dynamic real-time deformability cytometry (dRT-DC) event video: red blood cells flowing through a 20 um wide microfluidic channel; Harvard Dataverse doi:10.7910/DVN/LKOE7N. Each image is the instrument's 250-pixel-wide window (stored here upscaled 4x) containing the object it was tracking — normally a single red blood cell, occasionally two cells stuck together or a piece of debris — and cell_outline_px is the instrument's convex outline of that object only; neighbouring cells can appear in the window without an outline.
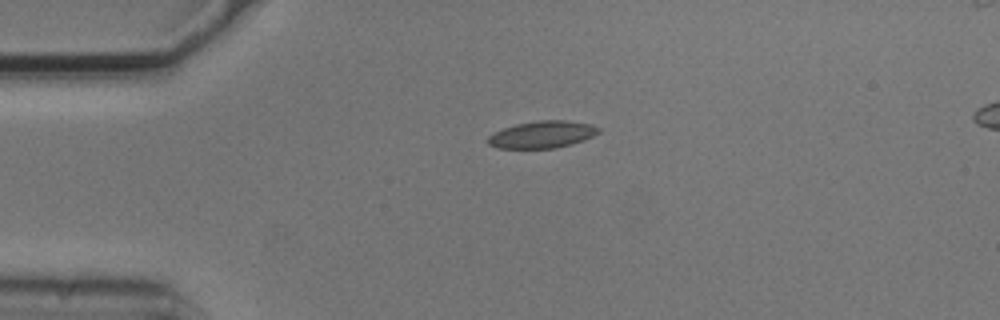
{"species": "common noctule bat (a hibernating species)", "species_latin": "Nyctalus noctula", "temperature_condition": "cold", "stored_images_in_passage": 3, "camera_frame_rate_fps": 3000, "um_per_image_px": 0.085, "animal": {"sex": "male", "body_mass_g": 20.5, "forearm_length_mm": 52.5}, "frame": {"image": 1, "passage_image": 1, "time_ms": 0.0, "image_size_px": [1000, 320], "cell_outline_px": [[600, 132], [584, 140], [572, 144], [556, 148], [496, 148], [488, 144], [484, 140], [492, 132], [516, 124], [540, 120], [564, 120], [592, 124], [600, 128]], "centroid_in_image_um": [46.06, 11.44], "position_along_channel_um": 38.9, "area_um2": 17.63}}
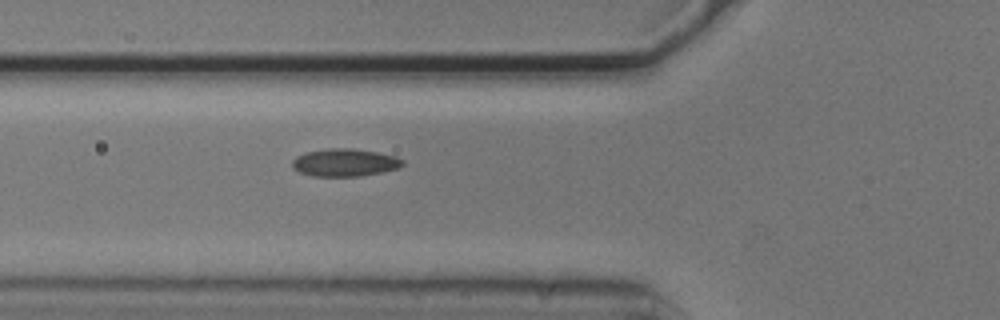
{"frame": {"image": 2, "passage_image": 3, "time_ms": 0.667, "image_size_px": [1000, 320], "cell_outline_px": [[404, 164], [400, 168], [360, 176], [312, 176], [300, 172], [292, 168], [292, 160], [296, 156], [308, 152], [328, 148], [352, 148], [376, 152], [396, 156], [404, 160]], "centroid_in_image_um": [29.31, 13.81], "position_along_channel_um": 96.5, "area_um2": 17.8}}